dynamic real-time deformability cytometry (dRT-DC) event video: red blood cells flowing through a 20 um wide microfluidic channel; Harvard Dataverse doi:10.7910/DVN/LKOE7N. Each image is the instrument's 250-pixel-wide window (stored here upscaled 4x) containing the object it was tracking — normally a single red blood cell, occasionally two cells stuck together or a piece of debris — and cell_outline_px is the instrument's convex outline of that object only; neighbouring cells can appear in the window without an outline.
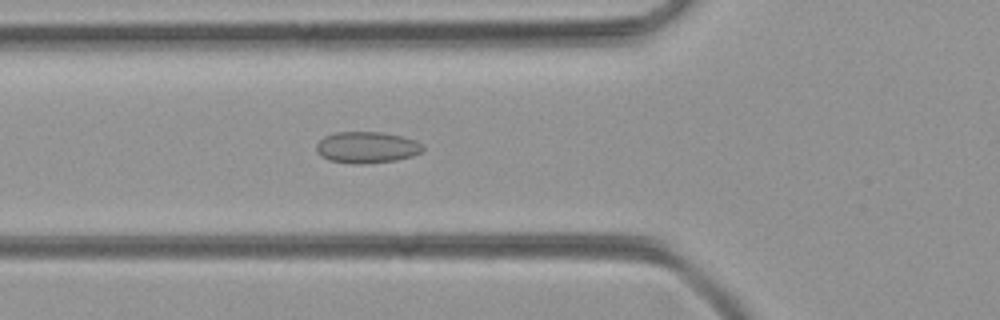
{"species": "common noctule bat (a hibernating species)", "species_latin": "Nyctalus noctula", "temperature_condition": "room temperature", "stored_images_in_passage": 45, "camera_frame_rate_fps": 3000, "um_per_image_px": 0.085, "animal": {"sex": "female", "body_mass_g": 21.9}, "frame": {"image": 1, "passage_image": 13, "time_ms": 4.0, "image_size_px": [1000, 320], "cell_outline_px": [[424, 148], [420, 152], [412, 156], [396, 160], [360, 164], [352, 164], [328, 160], [320, 156], [316, 152], [316, 144], [324, 136], [336, 132], [380, 132], [400, 136], [416, 140]], "centroid_in_image_um": [31.13, 12.53], "position_along_channel_um": 94.7, "area_um2": 19.48}}
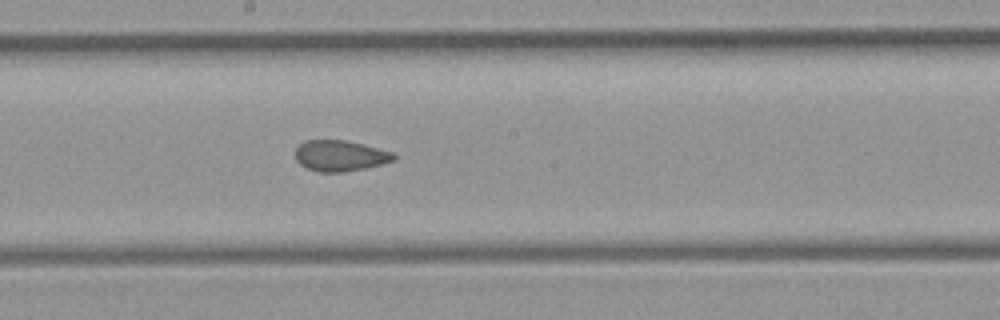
{"frame": {"image": 2, "passage_image": 22, "time_ms": 7.0, "image_size_px": [1000, 320], "cell_outline_px": [[396, 160], [364, 168], [344, 172], [320, 172], [308, 168], [300, 164], [296, 160], [296, 148], [304, 140], [344, 140], [392, 152], [396, 156]], "centroid_in_image_um": [28.89, 13.24], "position_along_channel_um": 219.3, "area_um2": 17.46}}
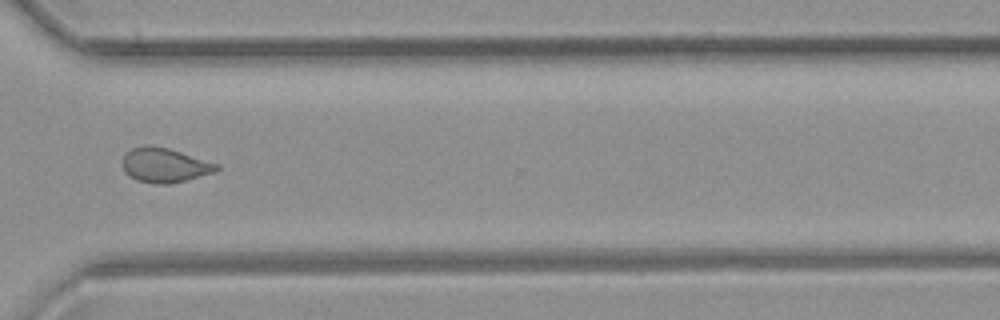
{"frame": {"image": 3, "passage_image": 32, "time_ms": 10.333, "image_size_px": [1000, 320], "cell_outline_px": [[220, 168], [216, 172], [168, 184], [160, 184], [136, 180], [128, 176], [124, 172], [124, 156], [132, 148], [148, 144], [168, 148], [220, 164]], "centroid_in_image_um": [14.02, 14.03], "position_along_channel_um": 356.6, "area_um2": 18.79}}